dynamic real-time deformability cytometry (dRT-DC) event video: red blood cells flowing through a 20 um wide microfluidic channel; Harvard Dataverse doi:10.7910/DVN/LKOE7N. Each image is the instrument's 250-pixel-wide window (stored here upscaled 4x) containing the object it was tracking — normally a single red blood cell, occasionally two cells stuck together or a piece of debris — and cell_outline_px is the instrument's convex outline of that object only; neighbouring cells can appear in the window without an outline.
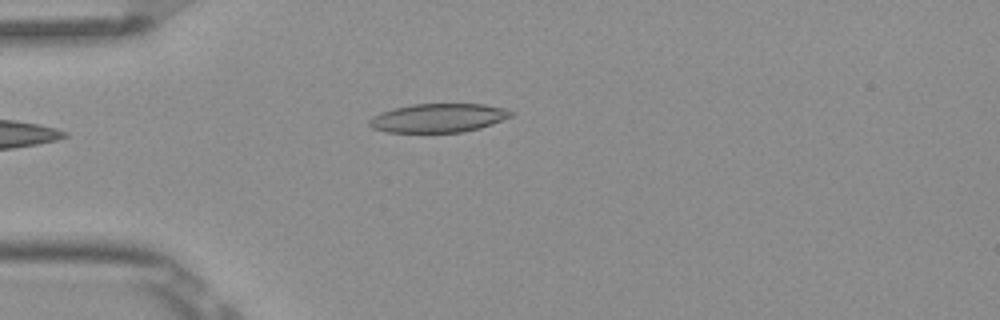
{"species": "Egyptian fruit bat (a non-hibernating species)", "species_latin": "Rousettus aegyptiacus", "temperature_condition": "room temperature", "stored_images_in_passage": 4, "camera_frame_rate_fps": 3000, "um_per_image_px": 0.085, "frame": {"image": 1, "passage_image": 4, "time_ms": 1.0, "image_size_px": [1000, 320], "cell_outline_px": [[512, 116], [492, 124], [480, 128], [464, 132], [384, 132], [372, 128], [368, 124], [368, 120], [372, 116], [380, 112], [412, 104], [484, 104], [504, 108], [512, 112]], "centroid_in_image_um": [37.23, 10.03], "position_along_channel_um": 47.8, "area_um2": 23.76}}